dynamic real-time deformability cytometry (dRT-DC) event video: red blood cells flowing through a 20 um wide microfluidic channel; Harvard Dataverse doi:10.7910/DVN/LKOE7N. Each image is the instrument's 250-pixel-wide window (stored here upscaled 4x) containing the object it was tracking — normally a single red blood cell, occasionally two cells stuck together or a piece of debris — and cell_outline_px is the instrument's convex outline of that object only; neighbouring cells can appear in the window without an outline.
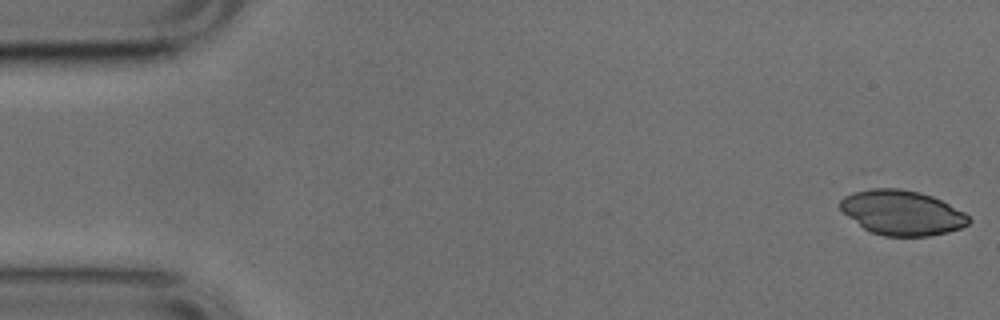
{"species": "common noctule bat (a hibernating species)", "species_latin": "Nyctalus noctula", "temperature_condition": "cold", "stored_images_in_passage": 35, "camera_frame_rate_fps": 3000, "um_per_image_px": 0.085, "animal": {"sex": "male", "body_mass_g": 17.9, "forearm_length_mm": 54.2}, "frame": {"image": 1, "passage_image": 1, "time_ms": 0.0, "image_size_px": [1000, 320], "cell_outline_px": [[972, 220], [968, 224], [960, 228], [948, 232], [928, 236], [884, 236], [872, 232], [864, 228], [848, 216], [840, 208], [840, 200], [844, 196], [852, 192], [880, 184], [920, 192], [932, 196], [964, 212]], "centroid_in_image_um": [76.64, 18.03], "position_along_channel_um": 8.4, "area_um2": 33.99}}